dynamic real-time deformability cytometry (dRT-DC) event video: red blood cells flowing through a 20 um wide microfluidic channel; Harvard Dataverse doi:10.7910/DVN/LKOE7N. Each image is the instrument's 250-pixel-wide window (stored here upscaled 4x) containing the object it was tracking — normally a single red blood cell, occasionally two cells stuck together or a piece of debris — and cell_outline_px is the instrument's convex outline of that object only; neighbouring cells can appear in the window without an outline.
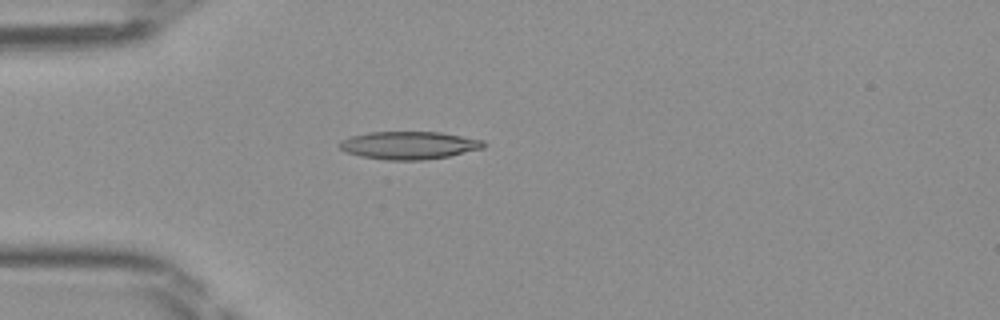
{"species": "Egyptian fruit bat (a non-hibernating species)", "species_latin": "Rousettus aegyptiacus", "temperature_condition": "room temperature", "stored_images_in_passage": 35, "camera_frame_rate_fps": 3000, "um_per_image_px": 0.085, "frame": {"image": 1, "passage_image": 1, "time_ms": 0.0, "image_size_px": [1000, 320], "cell_outline_px": [[488, 144], [484, 148], [448, 156], [424, 160], [388, 160], [360, 156], [344, 152], [340, 148], [340, 140], [352, 136], [368, 132], [440, 132], [484, 140]], "centroid_in_image_um": [34.78, 12.35], "position_along_channel_um": 50.2, "area_um2": 23.41}}
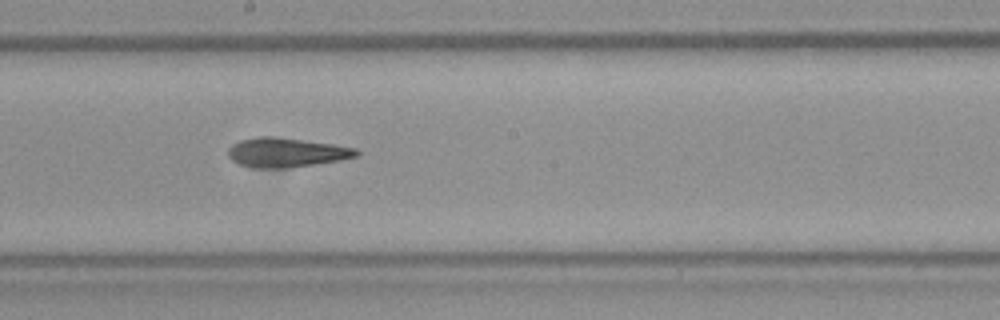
{"frame": {"image": 2, "passage_image": 14, "time_ms": 4.333, "image_size_px": [1000, 320], "cell_outline_px": [[360, 156], [340, 160], [284, 168], [252, 168], [240, 164], [232, 160], [228, 156], [228, 148], [232, 144], [240, 140], [260, 136], [276, 136], [332, 144], [356, 148], [360, 152]], "centroid_in_image_um": [24.33, 12.95], "position_along_channel_um": 223.9, "area_um2": 21.96}}
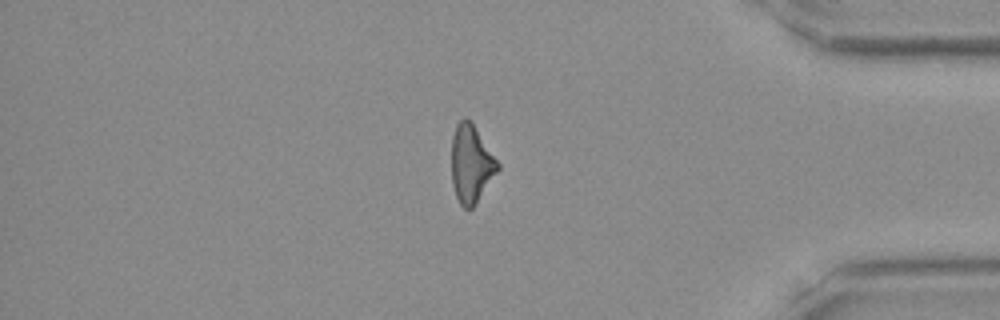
{"frame": {"image": 3, "passage_image": 28, "time_ms": 9.0, "image_size_px": [1000, 320], "cell_outline_px": [[500, 168], [476, 204], [472, 208], [464, 208], [460, 204], [456, 196], [452, 184], [452, 136], [456, 124], [464, 116], [472, 120], [500, 164]], "centroid_in_image_um": [40.05, 13.89], "position_along_channel_um": 395.1, "area_um2": 21.21}}